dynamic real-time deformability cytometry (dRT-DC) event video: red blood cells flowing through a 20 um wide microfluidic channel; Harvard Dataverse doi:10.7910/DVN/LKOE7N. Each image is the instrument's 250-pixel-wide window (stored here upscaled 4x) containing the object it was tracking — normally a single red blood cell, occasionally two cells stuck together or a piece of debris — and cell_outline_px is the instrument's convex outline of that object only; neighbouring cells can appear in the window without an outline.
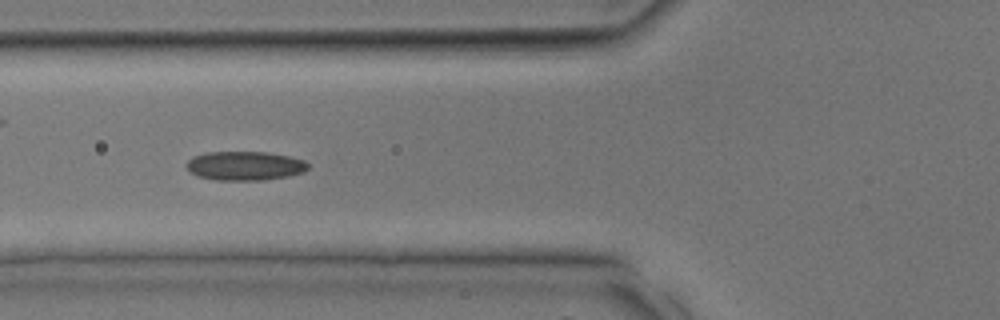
{"species": "common noctule bat (a hibernating species)", "species_latin": "Nyctalus noctula", "temperature_condition": "room temperature", "stored_images_in_passage": 25, "camera_frame_rate_fps": 3000, "um_per_image_px": 0.085, "animal": {"sex": "male", "body_mass_g": 17.9, "forearm_length_mm": 54.2}, "frame": {"image": 1, "passage_image": 5, "time_ms": 1.333, "image_size_px": [1000, 320], "cell_outline_px": [[308, 168], [304, 172], [288, 176], [264, 180], [216, 180], [196, 176], [184, 164], [192, 156], [204, 152], [268, 152], [288, 156], [304, 160], [308, 164]], "centroid_in_image_um": [20.79, 14.09], "position_along_channel_um": 105.0, "area_um2": 20.69}}
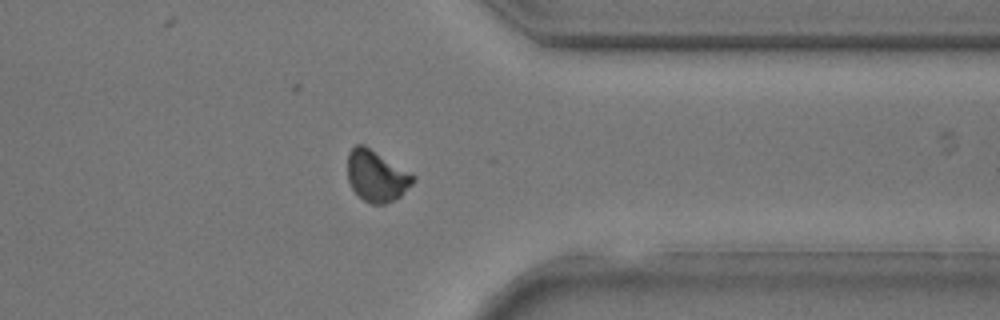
{"frame": {"image": 2, "passage_image": 18, "time_ms": 5.667, "image_size_px": [1000, 320], "cell_outline_px": [[416, 180], [400, 196], [384, 204], [372, 204], [364, 200], [352, 188], [348, 180], [348, 152], [356, 144], [364, 144], [416, 176]], "centroid_in_image_um": [32.0, 14.94], "position_along_channel_um": 379.4, "area_um2": 19.36}}
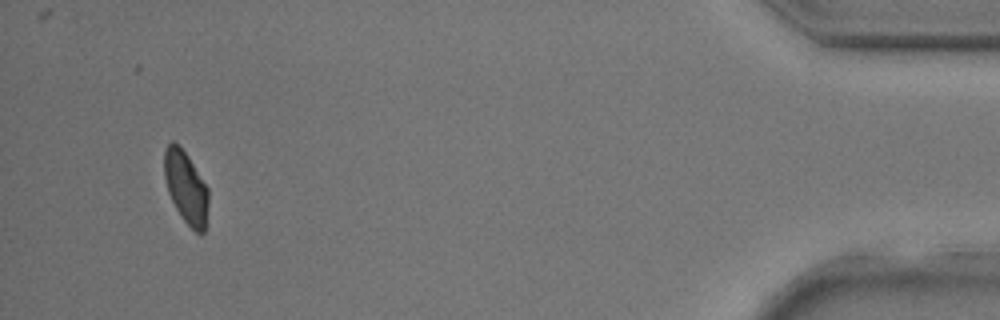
{"frame": {"image": 3, "passage_image": 23, "time_ms": 7.333, "image_size_px": [1000, 320], "cell_outline_px": [[208, 204], [204, 232], [196, 232], [184, 220], [176, 208], [168, 192], [164, 176], [164, 148], [172, 140], [188, 156], [208, 188]], "centroid_in_image_um": [15.79, 15.9], "position_along_channel_um": 419.4, "area_um2": 18.26}}